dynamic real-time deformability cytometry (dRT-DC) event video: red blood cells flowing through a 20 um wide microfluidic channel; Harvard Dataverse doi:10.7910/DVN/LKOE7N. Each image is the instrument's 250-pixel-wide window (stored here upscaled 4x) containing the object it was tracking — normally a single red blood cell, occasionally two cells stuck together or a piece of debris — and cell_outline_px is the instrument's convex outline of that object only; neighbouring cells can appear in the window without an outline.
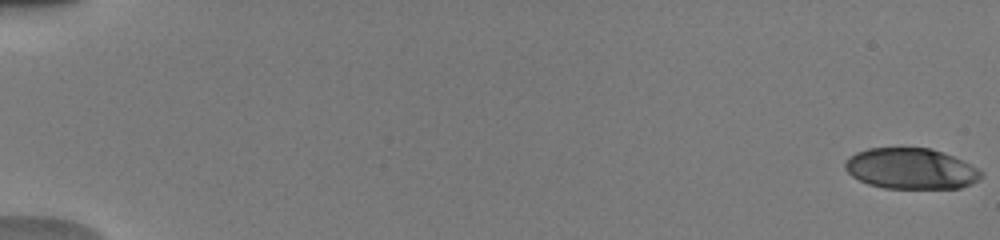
{"species": "human", "species_latin": "Homo sapiens", "temperature_condition": "warm", "stored_images_in_passage": 64, "camera_frame_rate_fps": 3000, "um_per_image_px": 0.085, "donor": {"sex": "male"}, "frame": {"image": 1, "passage_image": 1, "time_ms": 0.0, "image_size_px": [1000, 240], "cell_outline_px": [[984, 172], [972, 184], [960, 188], [884, 188], [868, 184], [852, 176], [844, 168], [844, 164], [856, 152], [868, 148], [932, 148], [952, 156]], "centroid_in_image_um": [77.41, 14.34], "position_along_channel_um": 7.6, "area_um2": 32.02}}
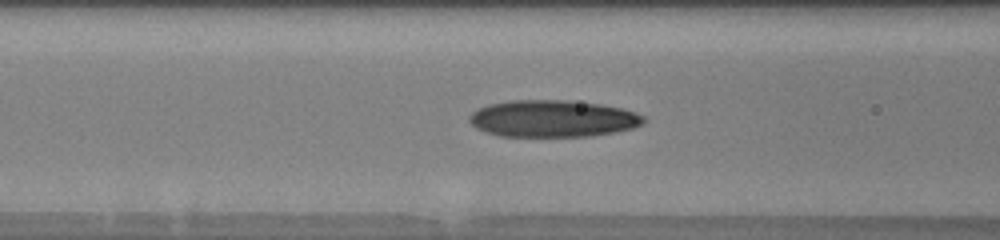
{"frame": {"image": 2, "passage_image": 29, "time_ms": 7.667, "image_size_px": [1000, 240], "cell_outline_px": [[644, 124], [632, 128], [616, 132], [588, 136], [500, 136], [484, 132], [476, 128], [468, 120], [468, 116], [472, 112], [488, 104], [512, 100], [568, 100], [600, 104], [624, 108], [636, 112], [644, 116]], "centroid_in_image_um": [46.99, 10.08], "position_along_channel_um": 119.6, "area_um2": 37.69}}
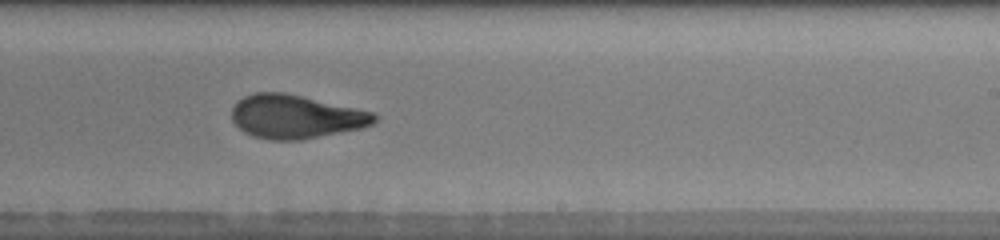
{"frame": {"image": 3, "passage_image": 42, "time_ms": 11.333, "image_size_px": [1000, 240], "cell_outline_px": [[380, 116], [372, 124], [360, 128], [300, 140], [268, 140], [252, 136], [244, 132], [232, 120], [232, 108], [236, 100], [244, 96], [256, 92], [284, 92], [376, 112]], "centroid_in_image_um": [25.13, 9.91], "position_along_channel_um": 263.9, "area_um2": 36.41}, "authors_computed_cell_mechanics": {"area_um2": 35.0268, "velocity_mm_per_s": 3.948, "shape_relaxation_time_tau1_ms": 5.6255, "shape_relaxation_time_tau2_ms": 1.7216, "deformation_change_tau1": 0.245, "deformation_change_tau2": 0.0887}}